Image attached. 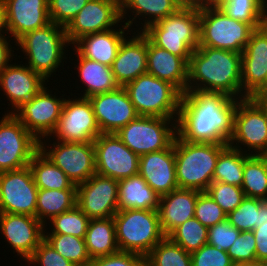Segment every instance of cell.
I'll return each instance as SVG.
<instances>
[{
	"instance_id": "8fae6325",
	"label": "cell",
	"mask_w": 267,
	"mask_h": 266,
	"mask_svg": "<svg viewBox=\"0 0 267 266\" xmlns=\"http://www.w3.org/2000/svg\"><path fill=\"white\" fill-rule=\"evenodd\" d=\"M0 120V173L29 166L39 141L12 114Z\"/></svg>"
},
{
	"instance_id": "7402d4cb",
	"label": "cell",
	"mask_w": 267,
	"mask_h": 266,
	"mask_svg": "<svg viewBox=\"0 0 267 266\" xmlns=\"http://www.w3.org/2000/svg\"><path fill=\"white\" fill-rule=\"evenodd\" d=\"M45 226L25 214L0 213V230L17 255L27 260L44 240Z\"/></svg>"
},
{
	"instance_id": "ffe728a7",
	"label": "cell",
	"mask_w": 267,
	"mask_h": 266,
	"mask_svg": "<svg viewBox=\"0 0 267 266\" xmlns=\"http://www.w3.org/2000/svg\"><path fill=\"white\" fill-rule=\"evenodd\" d=\"M88 99L101 133H116L139 116L124 87Z\"/></svg>"
},
{
	"instance_id": "8d00e7d4",
	"label": "cell",
	"mask_w": 267,
	"mask_h": 266,
	"mask_svg": "<svg viewBox=\"0 0 267 266\" xmlns=\"http://www.w3.org/2000/svg\"><path fill=\"white\" fill-rule=\"evenodd\" d=\"M266 2L267 0H228L220 9L227 16L258 29L267 22Z\"/></svg>"
},
{
	"instance_id": "b9f144b4",
	"label": "cell",
	"mask_w": 267,
	"mask_h": 266,
	"mask_svg": "<svg viewBox=\"0 0 267 266\" xmlns=\"http://www.w3.org/2000/svg\"><path fill=\"white\" fill-rule=\"evenodd\" d=\"M261 199L245 197L242 203L227 215V220L241 232L253 231L258 227V209Z\"/></svg>"
},
{
	"instance_id": "cb8c5ba5",
	"label": "cell",
	"mask_w": 267,
	"mask_h": 266,
	"mask_svg": "<svg viewBox=\"0 0 267 266\" xmlns=\"http://www.w3.org/2000/svg\"><path fill=\"white\" fill-rule=\"evenodd\" d=\"M136 32L130 39L125 37L111 66L121 87L147 73V37L142 32Z\"/></svg>"
},
{
	"instance_id": "4dcf8cb0",
	"label": "cell",
	"mask_w": 267,
	"mask_h": 266,
	"mask_svg": "<svg viewBox=\"0 0 267 266\" xmlns=\"http://www.w3.org/2000/svg\"><path fill=\"white\" fill-rule=\"evenodd\" d=\"M84 240L91 260L120 251L113 217L90 219Z\"/></svg>"
},
{
	"instance_id": "5bb4252c",
	"label": "cell",
	"mask_w": 267,
	"mask_h": 266,
	"mask_svg": "<svg viewBox=\"0 0 267 266\" xmlns=\"http://www.w3.org/2000/svg\"><path fill=\"white\" fill-rule=\"evenodd\" d=\"M241 83L246 97L267 95V22L251 33L241 53Z\"/></svg>"
},
{
	"instance_id": "d4e9b609",
	"label": "cell",
	"mask_w": 267,
	"mask_h": 266,
	"mask_svg": "<svg viewBox=\"0 0 267 266\" xmlns=\"http://www.w3.org/2000/svg\"><path fill=\"white\" fill-rule=\"evenodd\" d=\"M45 79L27 65L9 64L0 72V88L15 111L43 87Z\"/></svg>"
},
{
	"instance_id": "30bf717a",
	"label": "cell",
	"mask_w": 267,
	"mask_h": 266,
	"mask_svg": "<svg viewBox=\"0 0 267 266\" xmlns=\"http://www.w3.org/2000/svg\"><path fill=\"white\" fill-rule=\"evenodd\" d=\"M172 121L170 118L138 116L115 134L132 152L141 156L166 149L173 143L177 122L170 125Z\"/></svg>"
},
{
	"instance_id": "f5cc1de1",
	"label": "cell",
	"mask_w": 267,
	"mask_h": 266,
	"mask_svg": "<svg viewBox=\"0 0 267 266\" xmlns=\"http://www.w3.org/2000/svg\"><path fill=\"white\" fill-rule=\"evenodd\" d=\"M12 47L7 41L5 35L0 36V72L9 65L10 58L12 59Z\"/></svg>"
},
{
	"instance_id": "e0dca14e",
	"label": "cell",
	"mask_w": 267,
	"mask_h": 266,
	"mask_svg": "<svg viewBox=\"0 0 267 266\" xmlns=\"http://www.w3.org/2000/svg\"><path fill=\"white\" fill-rule=\"evenodd\" d=\"M101 134L88 98L66 99L51 135L62 142H93Z\"/></svg>"
},
{
	"instance_id": "7c38bea8",
	"label": "cell",
	"mask_w": 267,
	"mask_h": 266,
	"mask_svg": "<svg viewBox=\"0 0 267 266\" xmlns=\"http://www.w3.org/2000/svg\"><path fill=\"white\" fill-rule=\"evenodd\" d=\"M39 141V149L75 184L86 182L96 173L95 147L93 142L53 143V149ZM48 151V152H47Z\"/></svg>"
},
{
	"instance_id": "d6a6232c",
	"label": "cell",
	"mask_w": 267,
	"mask_h": 266,
	"mask_svg": "<svg viewBox=\"0 0 267 266\" xmlns=\"http://www.w3.org/2000/svg\"><path fill=\"white\" fill-rule=\"evenodd\" d=\"M29 167L38 189H77L67 175L58 168L40 149L33 155Z\"/></svg>"
},
{
	"instance_id": "d6986e66",
	"label": "cell",
	"mask_w": 267,
	"mask_h": 266,
	"mask_svg": "<svg viewBox=\"0 0 267 266\" xmlns=\"http://www.w3.org/2000/svg\"><path fill=\"white\" fill-rule=\"evenodd\" d=\"M120 22L119 0H89L65 27V32L69 43L74 44L86 35L113 29Z\"/></svg>"
},
{
	"instance_id": "4316f807",
	"label": "cell",
	"mask_w": 267,
	"mask_h": 266,
	"mask_svg": "<svg viewBox=\"0 0 267 266\" xmlns=\"http://www.w3.org/2000/svg\"><path fill=\"white\" fill-rule=\"evenodd\" d=\"M189 63L179 56L154 45L147 38V73L165 80L186 92Z\"/></svg>"
},
{
	"instance_id": "60d3db41",
	"label": "cell",
	"mask_w": 267,
	"mask_h": 266,
	"mask_svg": "<svg viewBox=\"0 0 267 266\" xmlns=\"http://www.w3.org/2000/svg\"><path fill=\"white\" fill-rule=\"evenodd\" d=\"M89 220L90 219L75 206L72 210L53 217L50 220L53 225L52 233L47 232V234H66L84 239Z\"/></svg>"
},
{
	"instance_id": "ab89813d",
	"label": "cell",
	"mask_w": 267,
	"mask_h": 266,
	"mask_svg": "<svg viewBox=\"0 0 267 266\" xmlns=\"http://www.w3.org/2000/svg\"><path fill=\"white\" fill-rule=\"evenodd\" d=\"M167 237L191 254L207 244L208 228L193 217L175 228Z\"/></svg>"
},
{
	"instance_id": "f907efd6",
	"label": "cell",
	"mask_w": 267,
	"mask_h": 266,
	"mask_svg": "<svg viewBox=\"0 0 267 266\" xmlns=\"http://www.w3.org/2000/svg\"><path fill=\"white\" fill-rule=\"evenodd\" d=\"M89 266H145V257L136 253L119 251L112 255L94 258Z\"/></svg>"
},
{
	"instance_id": "44dd1931",
	"label": "cell",
	"mask_w": 267,
	"mask_h": 266,
	"mask_svg": "<svg viewBox=\"0 0 267 266\" xmlns=\"http://www.w3.org/2000/svg\"><path fill=\"white\" fill-rule=\"evenodd\" d=\"M4 34L10 33L17 42L26 33L50 23L48 0H2Z\"/></svg>"
},
{
	"instance_id": "9c48e42d",
	"label": "cell",
	"mask_w": 267,
	"mask_h": 266,
	"mask_svg": "<svg viewBox=\"0 0 267 266\" xmlns=\"http://www.w3.org/2000/svg\"><path fill=\"white\" fill-rule=\"evenodd\" d=\"M238 143L253 150L255 153L252 155H267V107L257 97H247L237 102L233 134L228 145L243 151Z\"/></svg>"
},
{
	"instance_id": "484cf974",
	"label": "cell",
	"mask_w": 267,
	"mask_h": 266,
	"mask_svg": "<svg viewBox=\"0 0 267 266\" xmlns=\"http://www.w3.org/2000/svg\"><path fill=\"white\" fill-rule=\"evenodd\" d=\"M200 191L177 188L159 199V220L162 232L168 236L175 228L194 217Z\"/></svg>"
},
{
	"instance_id": "f6af8a7d",
	"label": "cell",
	"mask_w": 267,
	"mask_h": 266,
	"mask_svg": "<svg viewBox=\"0 0 267 266\" xmlns=\"http://www.w3.org/2000/svg\"><path fill=\"white\" fill-rule=\"evenodd\" d=\"M89 0H48L50 22L66 27Z\"/></svg>"
},
{
	"instance_id": "f1b7e54d",
	"label": "cell",
	"mask_w": 267,
	"mask_h": 266,
	"mask_svg": "<svg viewBox=\"0 0 267 266\" xmlns=\"http://www.w3.org/2000/svg\"><path fill=\"white\" fill-rule=\"evenodd\" d=\"M160 196L138 173L118 180V211L128 209L158 211Z\"/></svg>"
},
{
	"instance_id": "9a60e30c",
	"label": "cell",
	"mask_w": 267,
	"mask_h": 266,
	"mask_svg": "<svg viewBox=\"0 0 267 266\" xmlns=\"http://www.w3.org/2000/svg\"><path fill=\"white\" fill-rule=\"evenodd\" d=\"M93 144L97 174L116 180L138 174L140 156L132 152L115 133H101Z\"/></svg>"
},
{
	"instance_id": "603a6c76",
	"label": "cell",
	"mask_w": 267,
	"mask_h": 266,
	"mask_svg": "<svg viewBox=\"0 0 267 266\" xmlns=\"http://www.w3.org/2000/svg\"><path fill=\"white\" fill-rule=\"evenodd\" d=\"M138 173L160 197L179 188L176 178L174 141L166 149L141 155Z\"/></svg>"
},
{
	"instance_id": "e575fe53",
	"label": "cell",
	"mask_w": 267,
	"mask_h": 266,
	"mask_svg": "<svg viewBox=\"0 0 267 266\" xmlns=\"http://www.w3.org/2000/svg\"><path fill=\"white\" fill-rule=\"evenodd\" d=\"M245 152L227 145L219 154L213 181L241 187L244 162L252 155L253 151H251V154L247 153V150Z\"/></svg>"
},
{
	"instance_id": "5b68a950",
	"label": "cell",
	"mask_w": 267,
	"mask_h": 266,
	"mask_svg": "<svg viewBox=\"0 0 267 266\" xmlns=\"http://www.w3.org/2000/svg\"><path fill=\"white\" fill-rule=\"evenodd\" d=\"M124 88L139 116L178 118L183 93L170 82L145 73Z\"/></svg>"
},
{
	"instance_id": "6125c7cd",
	"label": "cell",
	"mask_w": 267,
	"mask_h": 266,
	"mask_svg": "<svg viewBox=\"0 0 267 266\" xmlns=\"http://www.w3.org/2000/svg\"><path fill=\"white\" fill-rule=\"evenodd\" d=\"M262 265H263V266H267V260L263 261V262H262Z\"/></svg>"
},
{
	"instance_id": "ba28073f",
	"label": "cell",
	"mask_w": 267,
	"mask_h": 266,
	"mask_svg": "<svg viewBox=\"0 0 267 266\" xmlns=\"http://www.w3.org/2000/svg\"><path fill=\"white\" fill-rule=\"evenodd\" d=\"M254 30L220 8L199 10V46L242 53Z\"/></svg>"
},
{
	"instance_id": "1f68e13d",
	"label": "cell",
	"mask_w": 267,
	"mask_h": 266,
	"mask_svg": "<svg viewBox=\"0 0 267 266\" xmlns=\"http://www.w3.org/2000/svg\"><path fill=\"white\" fill-rule=\"evenodd\" d=\"M179 9L180 6L175 2V0H127L121 6V19L125 18L127 10L134 13L133 15L135 17L131 16L132 19L125 22V25L130 28L133 25L134 19L138 16L143 18L145 17V23L142 25L143 29L142 27L139 28V30L141 29V32L150 24L156 23L159 20L176 13Z\"/></svg>"
},
{
	"instance_id": "f35d334b",
	"label": "cell",
	"mask_w": 267,
	"mask_h": 266,
	"mask_svg": "<svg viewBox=\"0 0 267 266\" xmlns=\"http://www.w3.org/2000/svg\"><path fill=\"white\" fill-rule=\"evenodd\" d=\"M145 266H192L191 254L165 236L145 257Z\"/></svg>"
},
{
	"instance_id": "91938a15",
	"label": "cell",
	"mask_w": 267,
	"mask_h": 266,
	"mask_svg": "<svg viewBox=\"0 0 267 266\" xmlns=\"http://www.w3.org/2000/svg\"><path fill=\"white\" fill-rule=\"evenodd\" d=\"M267 107V96L257 97Z\"/></svg>"
},
{
	"instance_id": "ac0fdd59",
	"label": "cell",
	"mask_w": 267,
	"mask_h": 266,
	"mask_svg": "<svg viewBox=\"0 0 267 266\" xmlns=\"http://www.w3.org/2000/svg\"><path fill=\"white\" fill-rule=\"evenodd\" d=\"M76 206L89 218H109L118 212V180L95 173L77 185Z\"/></svg>"
},
{
	"instance_id": "4fadbf2b",
	"label": "cell",
	"mask_w": 267,
	"mask_h": 266,
	"mask_svg": "<svg viewBox=\"0 0 267 266\" xmlns=\"http://www.w3.org/2000/svg\"><path fill=\"white\" fill-rule=\"evenodd\" d=\"M65 100L51 95L50 90L44 86L28 102L9 113H12L38 141H45L43 138L50 139L57 127Z\"/></svg>"
},
{
	"instance_id": "680465c9",
	"label": "cell",
	"mask_w": 267,
	"mask_h": 266,
	"mask_svg": "<svg viewBox=\"0 0 267 266\" xmlns=\"http://www.w3.org/2000/svg\"><path fill=\"white\" fill-rule=\"evenodd\" d=\"M234 266H263V265H262V262L255 261V262H247V263H237V264H234Z\"/></svg>"
},
{
	"instance_id": "3957f363",
	"label": "cell",
	"mask_w": 267,
	"mask_h": 266,
	"mask_svg": "<svg viewBox=\"0 0 267 266\" xmlns=\"http://www.w3.org/2000/svg\"><path fill=\"white\" fill-rule=\"evenodd\" d=\"M227 145L188 142L177 134L174 155L178 187L205 192L213 181L219 154Z\"/></svg>"
},
{
	"instance_id": "52a82bcc",
	"label": "cell",
	"mask_w": 267,
	"mask_h": 266,
	"mask_svg": "<svg viewBox=\"0 0 267 266\" xmlns=\"http://www.w3.org/2000/svg\"><path fill=\"white\" fill-rule=\"evenodd\" d=\"M16 43L23 54L28 56L26 58H29L27 66L39 73L47 82L65 59L64 48L70 46L65 27L53 22L26 33Z\"/></svg>"
},
{
	"instance_id": "681fc988",
	"label": "cell",
	"mask_w": 267,
	"mask_h": 266,
	"mask_svg": "<svg viewBox=\"0 0 267 266\" xmlns=\"http://www.w3.org/2000/svg\"><path fill=\"white\" fill-rule=\"evenodd\" d=\"M26 261L29 264H38V266H75L60 255L45 240L39 244L33 254Z\"/></svg>"
},
{
	"instance_id": "9f6ffc18",
	"label": "cell",
	"mask_w": 267,
	"mask_h": 266,
	"mask_svg": "<svg viewBox=\"0 0 267 266\" xmlns=\"http://www.w3.org/2000/svg\"><path fill=\"white\" fill-rule=\"evenodd\" d=\"M228 0H201V10L207 8H220Z\"/></svg>"
},
{
	"instance_id": "7bdbcfd3",
	"label": "cell",
	"mask_w": 267,
	"mask_h": 266,
	"mask_svg": "<svg viewBox=\"0 0 267 266\" xmlns=\"http://www.w3.org/2000/svg\"><path fill=\"white\" fill-rule=\"evenodd\" d=\"M206 192L221 207L226 215L235 210L245 198L241 187L224 182L212 181Z\"/></svg>"
},
{
	"instance_id": "836d02e7",
	"label": "cell",
	"mask_w": 267,
	"mask_h": 266,
	"mask_svg": "<svg viewBox=\"0 0 267 266\" xmlns=\"http://www.w3.org/2000/svg\"><path fill=\"white\" fill-rule=\"evenodd\" d=\"M77 203V189H38L36 218L44 225L46 219L72 210Z\"/></svg>"
},
{
	"instance_id": "94428289",
	"label": "cell",
	"mask_w": 267,
	"mask_h": 266,
	"mask_svg": "<svg viewBox=\"0 0 267 266\" xmlns=\"http://www.w3.org/2000/svg\"><path fill=\"white\" fill-rule=\"evenodd\" d=\"M127 0H119L120 6H122Z\"/></svg>"
},
{
	"instance_id": "74e56055",
	"label": "cell",
	"mask_w": 267,
	"mask_h": 266,
	"mask_svg": "<svg viewBox=\"0 0 267 266\" xmlns=\"http://www.w3.org/2000/svg\"><path fill=\"white\" fill-rule=\"evenodd\" d=\"M44 240L75 266H89L91 258L85 240L66 234H44Z\"/></svg>"
},
{
	"instance_id": "db71d44e",
	"label": "cell",
	"mask_w": 267,
	"mask_h": 266,
	"mask_svg": "<svg viewBox=\"0 0 267 266\" xmlns=\"http://www.w3.org/2000/svg\"><path fill=\"white\" fill-rule=\"evenodd\" d=\"M267 222V199L261 200V204L258 209V227L261 223Z\"/></svg>"
},
{
	"instance_id": "6da1fadb",
	"label": "cell",
	"mask_w": 267,
	"mask_h": 266,
	"mask_svg": "<svg viewBox=\"0 0 267 266\" xmlns=\"http://www.w3.org/2000/svg\"><path fill=\"white\" fill-rule=\"evenodd\" d=\"M239 100L223 93L186 91L177 122V134L193 143H228Z\"/></svg>"
},
{
	"instance_id": "6f0895ef",
	"label": "cell",
	"mask_w": 267,
	"mask_h": 266,
	"mask_svg": "<svg viewBox=\"0 0 267 266\" xmlns=\"http://www.w3.org/2000/svg\"><path fill=\"white\" fill-rule=\"evenodd\" d=\"M5 28V21H4V7H3V3L2 0H0V36L4 35L1 34L3 33Z\"/></svg>"
},
{
	"instance_id": "7a4b0ae2",
	"label": "cell",
	"mask_w": 267,
	"mask_h": 266,
	"mask_svg": "<svg viewBox=\"0 0 267 266\" xmlns=\"http://www.w3.org/2000/svg\"><path fill=\"white\" fill-rule=\"evenodd\" d=\"M186 91L223 93L238 100L247 98L242 94L241 53L198 46L190 57Z\"/></svg>"
},
{
	"instance_id": "83f0119b",
	"label": "cell",
	"mask_w": 267,
	"mask_h": 266,
	"mask_svg": "<svg viewBox=\"0 0 267 266\" xmlns=\"http://www.w3.org/2000/svg\"><path fill=\"white\" fill-rule=\"evenodd\" d=\"M128 28L126 25H123L119 31L113 28L86 35L73 44L74 49L84 58L111 67L118 49L125 39L126 29L129 32Z\"/></svg>"
},
{
	"instance_id": "c3c4849f",
	"label": "cell",
	"mask_w": 267,
	"mask_h": 266,
	"mask_svg": "<svg viewBox=\"0 0 267 266\" xmlns=\"http://www.w3.org/2000/svg\"><path fill=\"white\" fill-rule=\"evenodd\" d=\"M192 266H234L226 251H219L210 244L191 253Z\"/></svg>"
},
{
	"instance_id": "8992f818",
	"label": "cell",
	"mask_w": 267,
	"mask_h": 266,
	"mask_svg": "<svg viewBox=\"0 0 267 266\" xmlns=\"http://www.w3.org/2000/svg\"><path fill=\"white\" fill-rule=\"evenodd\" d=\"M113 218L120 251L146 257L165 237L156 210H121Z\"/></svg>"
},
{
	"instance_id": "f546056e",
	"label": "cell",
	"mask_w": 267,
	"mask_h": 266,
	"mask_svg": "<svg viewBox=\"0 0 267 266\" xmlns=\"http://www.w3.org/2000/svg\"><path fill=\"white\" fill-rule=\"evenodd\" d=\"M78 61V77H81L82 84L86 86L83 98L111 92L120 86L115 80L114 74L110 66L101 64L96 61L82 57L77 51Z\"/></svg>"
},
{
	"instance_id": "816d5d0a",
	"label": "cell",
	"mask_w": 267,
	"mask_h": 266,
	"mask_svg": "<svg viewBox=\"0 0 267 266\" xmlns=\"http://www.w3.org/2000/svg\"><path fill=\"white\" fill-rule=\"evenodd\" d=\"M252 232L256 239V261L263 262L267 260V222L261 223Z\"/></svg>"
},
{
	"instance_id": "277c9868",
	"label": "cell",
	"mask_w": 267,
	"mask_h": 266,
	"mask_svg": "<svg viewBox=\"0 0 267 266\" xmlns=\"http://www.w3.org/2000/svg\"><path fill=\"white\" fill-rule=\"evenodd\" d=\"M142 33L154 45L189 63L193 51L199 46V10L180 8L176 13L150 24Z\"/></svg>"
},
{
	"instance_id": "11a10c76",
	"label": "cell",
	"mask_w": 267,
	"mask_h": 266,
	"mask_svg": "<svg viewBox=\"0 0 267 266\" xmlns=\"http://www.w3.org/2000/svg\"><path fill=\"white\" fill-rule=\"evenodd\" d=\"M180 8H194L201 10V0H175Z\"/></svg>"
},
{
	"instance_id": "bcb514c9",
	"label": "cell",
	"mask_w": 267,
	"mask_h": 266,
	"mask_svg": "<svg viewBox=\"0 0 267 266\" xmlns=\"http://www.w3.org/2000/svg\"><path fill=\"white\" fill-rule=\"evenodd\" d=\"M227 254L234 264L256 261V239L252 231L240 232Z\"/></svg>"
},
{
	"instance_id": "7dc6e473",
	"label": "cell",
	"mask_w": 267,
	"mask_h": 266,
	"mask_svg": "<svg viewBox=\"0 0 267 266\" xmlns=\"http://www.w3.org/2000/svg\"><path fill=\"white\" fill-rule=\"evenodd\" d=\"M240 230H237L226 219L208 228V244L215 246L219 251H228L237 240Z\"/></svg>"
},
{
	"instance_id": "2e32d148",
	"label": "cell",
	"mask_w": 267,
	"mask_h": 266,
	"mask_svg": "<svg viewBox=\"0 0 267 266\" xmlns=\"http://www.w3.org/2000/svg\"><path fill=\"white\" fill-rule=\"evenodd\" d=\"M37 194L29 166L0 173V213L36 217Z\"/></svg>"
},
{
	"instance_id": "d590c367",
	"label": "cell",
	"mask_w": 267,
	"mask_h": 266,
	"mask_svg": "<svg viewBox=\"0 0 267 266\" xmlns=\"http://www.w3.org/2000/svg\"><path fill=\"white\" fill-rule=\"evenodd\" d=\"M241 188L245 197L267 199V156L251 155L244 162Z\"/></svg>"
},
{
	"instance_id": "ee69618b",
	"label": "cell",
	"mask_w": 267,
	"mask_h": 266,
	"mask_svg": "<svg viewBox=\"0 0 267 266\" xmlns=\"http://www.w3.org/2000/svg\"><path fill=\"white\" fill-rule=\"evenodd\" d=\"M194 217L207 228L227 219L226 213L206 191L198 195Z\"/></svg>"
}]
</instances>
